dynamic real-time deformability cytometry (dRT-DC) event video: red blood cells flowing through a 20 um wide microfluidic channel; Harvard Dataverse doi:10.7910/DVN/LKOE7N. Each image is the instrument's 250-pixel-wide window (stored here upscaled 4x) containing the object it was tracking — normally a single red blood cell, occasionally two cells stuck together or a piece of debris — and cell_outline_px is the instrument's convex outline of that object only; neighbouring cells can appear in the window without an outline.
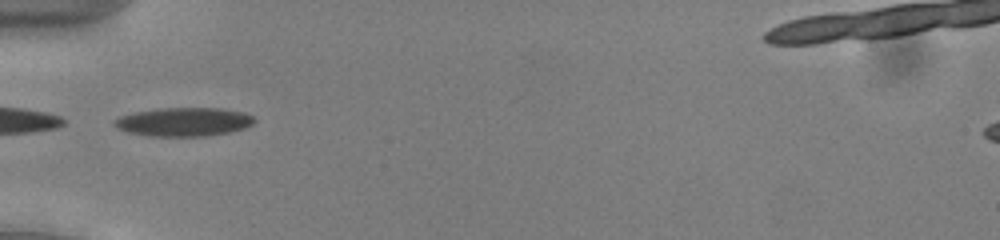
{"species": "common noctule bat (a hibernating species)", "species_latin": "Nyctalus noctula", "temperature_condition": "cold", "stored_images_in_passage": 23, "camera_frame_rate_fps": 3000, "um_per_image_px": 0.085, "animal": {"sex": "male", "body_mass_g": 13.0, "forearm_length_mm": 53.1}, "frame": {"image": 1, "passage_image": 1, "time_ms": 0.0, "image_size_px": [1000, 240], "cell_outline_px": [[256, 120], [248, 128], [208, 136], [148, 136], [128, 132], [116, 128], [112, 124], [112, 120], [120, 116], [136, 112], [156, 108], [220, 108], [244, 112], [252, 116]], "centroid_in_image_um": [15.61, 10.36], "position_along_channel_um": 69.4, "area_um2": 23.64}}
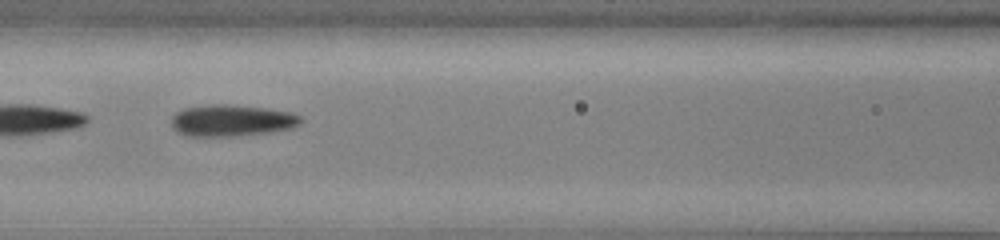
{"frame": {"image": 2, "passage_image": 7, "time_ms": 2.0, "image_size_px": [1000, 240], "cell_outline_px": [[304, 120], [300, 124], [292, 128], [272, 132], [236, 136], [184, 136], [176, 132], [172, 128], [172, 116], [176, 112], [184, 108], [220, 104], [224, 104], [264, 108], [288, 112], [300, 116]], "centroid_in_image_um": [19.68, 10.26], "position_along_channel_um": 146.9, "area_um2": 23.81}}
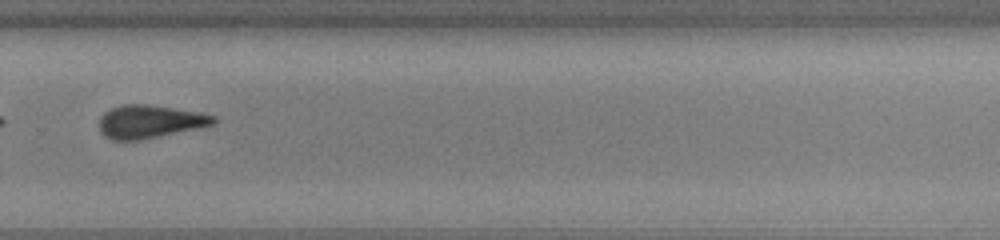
{"frame": {"image": 3, "passage_image": 20, "time_ms": 6.333, "image_size_px": [1000, 240], "cell_outline_px": [[216, 124], [160, 136], [140, 140], [112, 140], [104, 136], [100, 132], [100, 116], [104, 112], [112, 108], [124, 104], [148, 104], [200, 112], [216, 116]], "centroid_in_image_um": [12.73, 10.33], "position_along_channel_um": 317.1, "area_um2": 22.08}}